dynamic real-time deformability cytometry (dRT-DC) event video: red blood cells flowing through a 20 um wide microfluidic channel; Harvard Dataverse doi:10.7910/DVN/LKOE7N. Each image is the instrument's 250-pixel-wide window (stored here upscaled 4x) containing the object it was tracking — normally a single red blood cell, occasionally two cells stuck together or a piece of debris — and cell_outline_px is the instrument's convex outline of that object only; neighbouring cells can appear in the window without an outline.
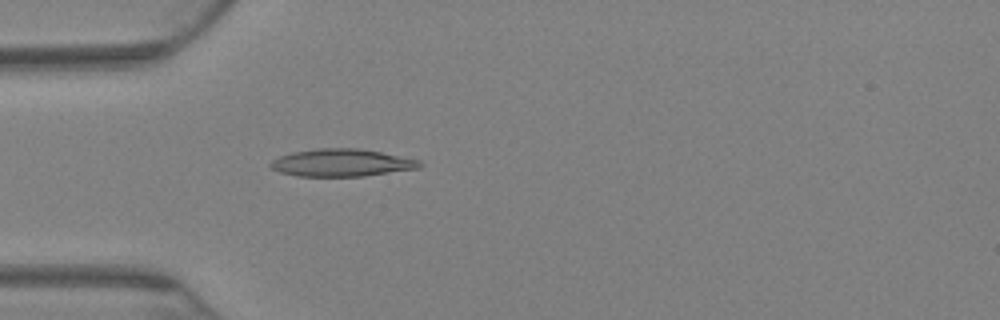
{"species": "Egyptian fruit bat (a non-hibernating species)", "species_latin": "Rousettus aegyptiacus", "temperature_condition": "warm", "stored_images_in_passage": 73, "camera_frame_rate_fps": 3000, "um_per_image_px": 0.085, "animal": {"sex": "female"}, "frame": {"image": 1, "passage_image": 22, "time_ms": 7.0, "image_size_px": [1000, 320], "cell_outline_px": [[424, 164], [420, 168], [364, 176], [296, 176], [280, 172], [272, 168], [268, 164], [272, 160], [280, 156], [292, 152], [316, 148], [356, 148], [380, 152], [420, 160]], "centroid_in_image_um": [29.04, 13.83], "position_along_channel_um": 56.0, "area_um2": 23.87}}
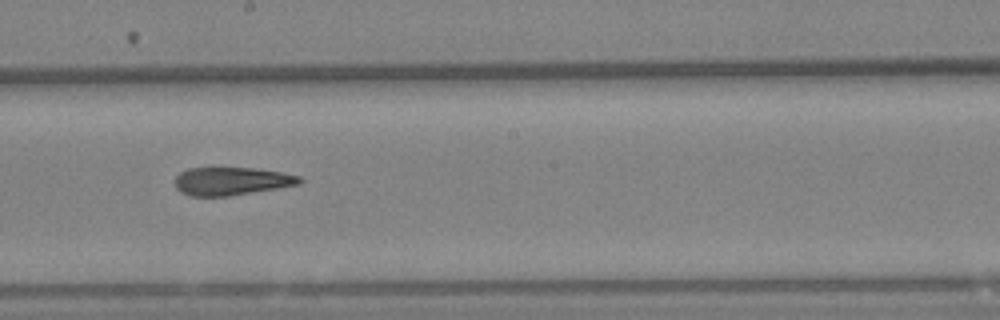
{"frame": {"image": 2, "passage_image": 41, "time_ms": 13.333, "image_size_px": [1000, 320], "cell_outline_px": [[304, 180], [300, 184], [228, 196], [192, 196], [180, 192], [176, 188], [176, 176], [180, 172], [188, 168], [212, 164], [252, 168], [280, 172], [300, 176]], "centroid_in_image_um": [19.61, 15.34], "position_along_channel_um": 228.6, "area_um2": 21.1}}
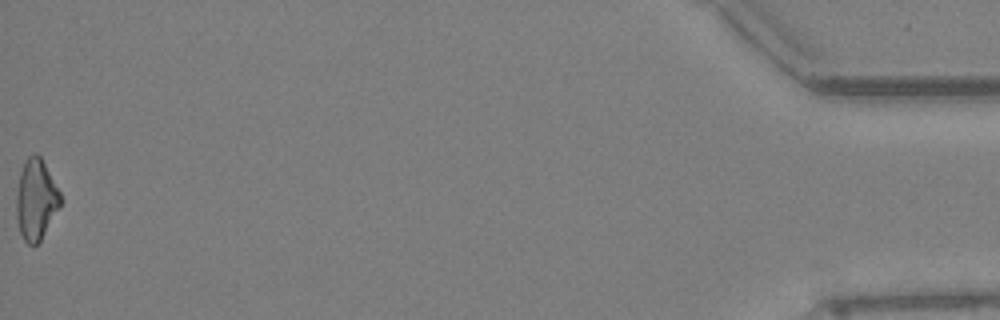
{"frame": {"image": 3, "passage_image": 73, "time_ms": 24.0, "image_size_px": [1000, 320], "cell_outline_px": [[60, 204], [40, 240], [36, 244], [28, 244], [24, 240], [20, 232], [16, 216], [16, 196], [20, 172], [24, 160], [32, 152], [36, 152], [40, 156], [60, 192]], "centroid_in_image_um": [3.02, 16.91], "position_along_channel_um": 432.2, "area_um2": 20.35}, "authors_computed_cell_mechanics": {"area_um2": 21.7328, "velocity_mm_per_s": 2.838, "shape_relaxation_time_tau1_ms": null, "shape_relaxation_time_tau2_ms": 6.9531, "deformation_change_tau1": null, "deformation_change_tau2": 0.1593}}